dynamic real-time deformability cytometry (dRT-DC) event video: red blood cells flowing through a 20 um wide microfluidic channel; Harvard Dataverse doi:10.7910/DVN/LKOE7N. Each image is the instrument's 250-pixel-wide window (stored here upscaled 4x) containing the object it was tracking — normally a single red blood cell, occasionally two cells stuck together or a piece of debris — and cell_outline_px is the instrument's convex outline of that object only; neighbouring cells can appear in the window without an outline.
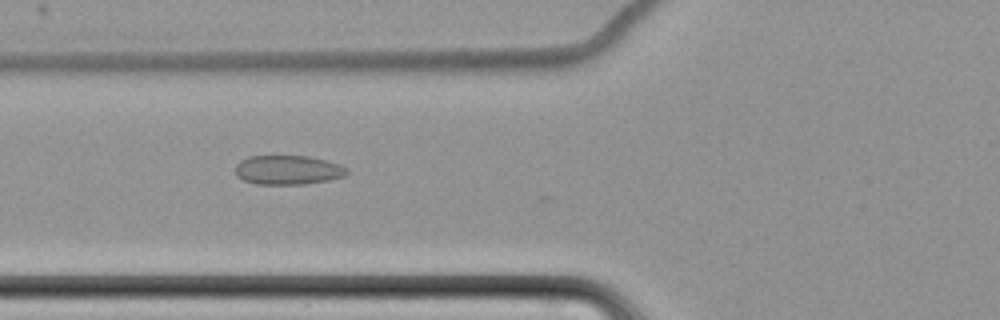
{"species": "common noctule bat (a hibernating species)", "species_latin": "Nyctalus noctula", "temperature_condition": "cold", "stored_images_in_passage": 9, "camera_frame_rate_fps": 3000, "um_per_image_px": 0.085, "animal": {"sex": "female", "body_mass_g": 22.7, "forearm_length_mm": 54.2}, "frame": {"image": 1, "passage_image": 6, "time_ms": 7.333, "image_size_px": [1000, 320], "cell_outline_px": [[348, 172], [344, 176], [328, 180], [304, 184], [256, 184], [244, 180], [236, 176], [236, 164], [240, 160], [248, 156], [308, 156], [328, 160], [340, 164], [348, 168]], "centroid_in_image_um": [24.48, 14.44], "position_along_channel_um": 101.3, "area_um2": 19.13}}
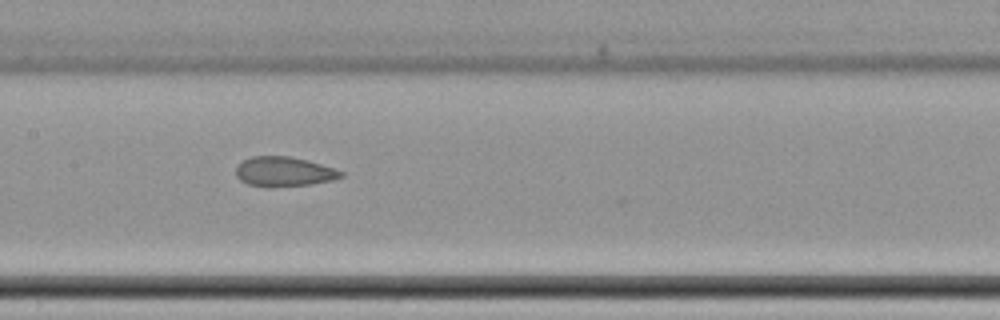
{"frame": {"image": 2, "passage_image": 8, "time_ms": 9.667, "image_size_px": [1000, 320], "cell_outline_px": [[344, 176], [332, 180], [308, 184], [272, 188], [264, 188], [248, 184], [240, 180], [236, 176], [236, 168], [244, 160], [252, 156], [288, 156], [308, 160], [344, 172]], "centroid_in_image_um": [24.11, 14.61], "position_along_channel_um": 183.3, "area_um2": 18.21}}
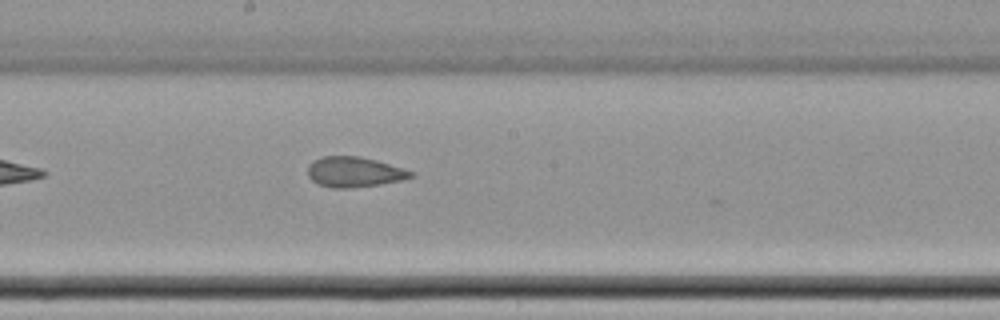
{"frame": {"image": 3, "passage_image": 9, "time_ms": 10.667, "image_size_px": [1000, 320], "cell_outline_px": [[416, 176], [400, 180], [380, 184], [348, 188], [332, 188], [320, 184], [312, 180], [308, 176], [308, 164], [312, 160], [320, 156], [360, 156], [376, 160], [404, 168], [412, 172]], "centroid_in_image_um": [30.09, 14.6], "position_along_channel_um": 218.1, "area_um2": 18.21}}